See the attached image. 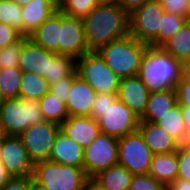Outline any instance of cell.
Here are the masks:
<instances>
[{"label": "cell", "mask_w": 190, "mask_h": 190, "mask_svg": "<svg viewBox=\"0 0 190 190\" xmlns=\"http://www.w3.org/2000/svg\"><path fill=\"white\" fill-rule=\"evenodd\" d=\"M166 190H190V181L177 178L166 188Z\"/></svg>", "instance_id": "ee69618b"}, {"label": "cell", "mask_w": 190, "mask_h": 190, "mask_svg": "<svg viewBox=\"0 0 190 190\" xmlns=\"http://www.w3.org/2000/svg\"><path fill=\"white\" fill-rule=\"evenodd\" d=\"M1 161L2 159H0V189L12 178V175Z\"/></svg>", "instance_id": "f6af8a7d"}, {"label": "cell", "mask_w": 190, "mask_h": 190, "mask_svg": "<svg viewBox=\"0 0 190 190\" xmlns=\"http://www.w3.org/2000/svg\"><path fill=\"white\" fill-rule=\"evenodd\" d=\"M153 155L139 130L118 139V164L134 175L148 174Z\"/></svg>", "instance_id": "ba28073f"}, {"label": "cell", "mask_w": 190, "mask_h": 190, "mask_svg": "<svg viewBox=\"0 0 190 190\" xmlns=\"http://www.w3.org/2000/svg\"><path fill=\"white\" fill-rule=\"evenodd\" d=\"M19 6L23 7L25 6L28 2H31L32 0H12Z\"/></svg>", "instance_id": "816d5d0a"}, {"label": "cell", "mask_w": 190, "mask_h": 190, "mask_svg": "<svg viewBox=\"0 0 190 190\" xmlns=\"http://www.w3.org/2000/svg\"><path fill=\"white\" fill-rule=\"evenodd\" d=\"M139 117L118 98L97 121L102 133L121 138L138 130Z\"/></svg>", "instance_id": "8fae6325"}, {"label": "cell", "mask_w": 190, "mask_h": 190, "mask_svg": "<svg viewBox=\"0 0 190 190\" xmlns=\"http://www.w3.org/2000/svg\"><path fill=\"white\" fill-rule=\"evenodd\" d=\"M138 130L153 154L176 152L179 143L156 123L139 120Z\"/></svg>", "instance_id": "ac0fdd59"}, {"label": "cell", "mask_w": 190, "mask_h": 190, "mask_svg": "<svg viewBox=\"0 0 190 190\" xmlns=\"http://www.w3.org/2000/svg\"><path fill=\"white\" fill-rule=\"evenodd\" d=\"M149 95L150 91L138 75L120 79L117 98L139 118L145 113Z\"/></svg>", "instance_id": "9a60e30c"}, {"label": "cell", "mask_w": 190, "mask_h": 190, "mask_svg": "<svg viewBox=\"0 0 190 190\" xmlns=\"http://www.w3.org/2000/svg\"><path fill=\"white\" fill-rule=\"evenodd\" d=\"M164 11L190 20V0H157Z\"/></svg>", "instance_id": "8d00e7d4"}, {"label": "cell", "mask_w": 190, "mask_h": 190, "mask_svg": "<svg viewBox=\"0 0 190 190\" xmlns=\"http://www.w3.org/2000/svg\"><path fill=\"white\" fill-rule=\"evenodd\" d=\"M99 4V0H61L58 9L64 15L83 19Z\"/></svg>", "instance_id": "4dcf8cb0"}, {"label": "cell", "mask_w": 190, "mask_h": 190, "mask_svg": "<svg viewBox=\"0 0 190 190\" xmlns=\"http://www.w3.org/2000/svg\"><path fill=\"white\" fill-rule=\"evenodd\" d=\"M100 3H111V2H115V0H99Z\"/></svg>", "instance_id": "db71d44e"}, {"label": "cell", "mask_w": 190, "mask_h": 190, "mask_svg": "<svg viewBox=\"0 0 190 190\" xmlns=\"http://www.w3.org/2000/svg\"><path fill=\"white\" fill-rule=\"evenodd\" d=\"M187 18L164 12L159 30V47L167 42L187 22Z\"/></svg>", "instance_id": "d6a6232c"}, {"label": "cell", "mask_w": 190, "mask_h": 190, "mask_svg": "<svg viewBox=\"0 0 190 190\" xmlns=\"http://www.w3.org/2000/svg\"><path fill=\"white\" fill-rule=\"evenodd\" d=\"M97 92L75 71L72 74V87L66 101L68 115L90 116Z\"/></svg>", "instance_id": "5bb4252c"}, {"label": "cell", "mask_w": 190, "mask_h": 190, "mask_svg": "<svg viewBox=\"0 0 190 190\" xmlns=\"http://www.w3.org/2000/svg\"><path fill=\"white\" fill-rule=\"evenodd\" d=\"M60 29L61 11L58 9L29 38L46 50L59 54Z\"/></svg>", "instance_id": "44dd1931"}, {"label": "cell", "mask_w": 190, "mask_h": 190, "mask_svg": "<svg viewBox=\"0 0 190 190\" xmlns=\"http://www.w3.org/2000/svg\"><path fill=\"white\" fill-rule=\"evenodd\" d=\"M134 174L117 164L94 176L91 181L101 190H129Z\"/></svg>", "instance_id": "cb8c5ba5"}, {"label": "cell", "mask_w": 190, "mask_h": 190, "mask_svg": "<svg viewBox=\"0 0 190 190\" xmlns=\"http://www.w3.org/2000/svg\"><path fill=\"white\" fill-rule=\"evenodd\" d=\"M72 87V75L67 78H59L49 85V92L66 103Z\"/></svg>", "instance_id": "f35d334b"}, {"label": "cell", "mask_w": 190, "mask_h": 190, "mask_svg": "<svg viewBox=\"0 0 190 190\" xmlns=\"http://www.w3.org/2000/svg\"><path fill=\"white\" fill-rule=\"evenodd\" d=\"M1 152V162L12 177L32 175L34 163L29 158L27 150L19 136H3Z\"/></svg>", "instance_id": "4fadbf2b"}, {"label": "cell", "mask_w": 190, "mask_h": 190, "mask_svg": "<svg viewBox=\"0 0 190 190\" xmlns=\"http://www.w3.org/2000/svg\"><path fill=\"white\" fill-rule=\"evenodd\" d=\"M177 104V92L175 88L150 93L145 113L139 119L156 123Z\"/></svg>", "instance_id": "7402d4cb"}, {"label": "cell", "mask_w": 190, "mask_h": 190, "mask_svg": "<svg viewBox=\"0 0 190 190\" xmlns=\"http://www.w3.org/2000/svg\"><path fill=\"white\" fill-rule=\"evenodd\" d=\"M3 136H5V132H4V128H3V125H2V120H1V117H0V138H2Z\"/></svg>", "instance_id": "f5cc1de1"}, {"label": "cell", "mask_w": 190, "mask_h": 190, "mask_svg": "<svg viewBox=\"0 0 190 190\" xmlns=\"http://www.w3.org/2000/svg\"><path fill=\"white\" fill-rule=\"evenodd\" d=\"M118 164V138L100 132V134L84 148L83 168L91 180L99 172Z\"/></svg>", "instance_id": "9c48e42d"}, {"label": "cell", "mask_w": 190, "mask_h": 190, "mask_svg": "<svg viewBox=\"0 0 190 190\" xmlns=\"http://www.w3.org/2000/svg\"><path fill=\"white\" fill-rule=\"evenodd\" d=\"M49 92V83L42 75L35 72H23L20 81V98L40 100Z\"/></svg>", "instance_id": "484cf974"}, {"label": "cell", "mask_w": 190, "mask_h": 190, "mask_svg": "<svg viewBox=\"0 0 190 190\" xmlns=\"http://www.w3.org/2000/svg\"><path fill=\"white\" fill-rule=\"evenodd\" d=\"M181 145L190 148V130L186 131L185 138H184L183 143Z\"/></svg>", "instance_id": "f907efd6"}, {"label": "cell", "mask_w": 190, "mask_h": 190, "mask_svg": "<svg viewBox=\"0 0 190 190\" xmlns=\"http://www.w3.org/2000/svg\"><path fill=\"white\" fill-rule=\"evenodd\" d=\"M0 117L5 135L19 136L29 126L44 121L38 100L5 98L0 103Z\"/></svg>", "instance_id": "277c9868"}, {"label": "cell", "mask_w": 190, "mask_h": 190, "mask_svg": "<svg viewBox=\"0 0 190 190\" xmlns=\"http://www.w3.org/2000/svg\"><path fill=\"white\" fill-rule=\"evenodd\" d=\"M116 99L117 93H97L89 117L98 120Z\"/></svg>", "instance_id": "d590c367"}, {"label": "cell", "mask_w": 190, "mask_h": 190, "mask_svg": "<svg viewBox=\"0 0 190 190\" xmlns=\"http://www.w3.org/2000/svg\"><path fill=\"white\" fill-rule=\"evenodd\" d=\"M156 124L168 132L180 145L186 135L181 106L177 104L159 119Z\"/></svg>", "instance_id": "83f0119b"}, {"label": "cell", "mask_w": 190, "mask_h": 190, "mask_svg": "<svg viewBox=\"0 0 190 190\" xmlns=\"http://www.w3.org/2000/svg\"><path fill=\"white\" fill-rule=\"evenodd\" d=\"M24 36L15 44L0 48V69L19 66Z\"/></svg>", "instance_id": "836d02e7"}, {"label": "cell", "mask_w": 190, "mask_h": 190, "mask_svg": "<svg viewBox=\"0 0 190 190\" xmlns=\"http://www.w3.org/2000/svg\"><path fill=\"white\" fill-rule=\"evenodd\" d=\"M177 152H178L177 178L190 181V148L183 145H179Z\"/></svg>", "instance_id": "74e56055"}, {"label": "cell", "mask_w": 190, "mask_h": 190, "mask_svg": "<svg viewBox=\"0 0 190 190\" xmlns=\"http://www.w3.org/2000/svg\"><path fill=\"white\" fill-rule=\"evenodd\" d=\"M157 0H148L129 14V32L138 41L159 47V30L164 14Z\"/></svg>", "instance_id": "8992f818"}, {"label": "cell", "mask_w": 190, "mask_h": 190, "mask_svg": "<svg viewBox=\"0 0 190 190\" xmlns=\"http://www.w3.org/2000/svg\"><path fill=\"white\" fill-rule=\"evenodd\" d=\"M58 10L55 0H32L22 7L23 36H30L46 19Z\"/></svg>", "instance_id": "d6986e66"}, {"label": "cell", "mask_w": 190, "mask_h": 190, "mask_svg": "<svg viewBox=\"0 0 190 190\" xmlns=\"http://www.w3.org/2000/svg\"><path fill=\"white\" fill-rule=\"evenodd\" d=\"M76 71V60L73 57L56 54L52 60H48L47 74H44L47 82L52 84L59 78H67Z\"/></svg>", "instance_id": "f1b7e54d"}, {"label": "cell", "mask_w": 190, "mask_h": 190, "mask_svg": "<svg viewBox=\"0 0 190 190\" xmlns=\"http://www.w3.org/2000/svg\"><path fill=\"white\" fill-rule=\"evenodd\" d=\"M0 190H30V176L12 177Z\"/></svg>", "instance_id": "b9f144b4"}, {"label": "cell", "mask_w": 190, "mask_h": 190, "mask_svg": "<svg viewBox=\"0 0 190 190\" xmlns=\"http://www.w3.org/2000/svg\"><path fill=\"white\" fill-rule=\"evenodd\" d=\"M161 48L182 64L190 59V20H187Z\"/></svg>", "instance_id": "d4e9b609"}, {"label": "cell", "mask_w": 190, "mask_h": 190, "mask_svg": "<svg viewBox=\"0 0 190 190\" xmlns=\"http://www.w3.org/2000/svg\"><path fill=\"white\" fill-rule=\"evenodd\" d=\"M182 117L186 130H190V106H181Z\"/></svg>", "instance_id": "bcb514c9"}, {"label": "cell", "mask_w": 190, "mask_h": 190, "mask_svg": "<svg viewBox=\"0 0 190 190\" xmlns=\"http://www.w3.org/2000/svg\"><path fill=\"white\" fill-rule=\"evenodd\" d=\"M183 76L190 79V59L183 64Z\"/></svg>", "instance_id": "c3c4849f"}, {"label": "cell", "mask_w": 190, "mask_h": 190, "mask_svg": "<svg viewBox=\"0 0 190 190\" xmlns=\"http://www.w3.org/2000/svg\"><path fill=\"white\" fill-rule=\"evenodd\" d=\"M148 0H115L128 14L144 5Z\"/></svg>", "instance_id": "7bdbcfd3"}, {"label": "cell", "mask_w": 190, "mask_h": 190, "mask_svg": "<svg viewBox=\"0 0 190 190\" xmlns=\"http://www.w3.org/2000/svg\"><path fill=\"white\" fill-rule=\"evenodd\" d=\"M59 132L60 124L44 120L41 123L29 126L19 135L29 158L34 164L49 160Z\"/></svg>", "instance_id": "30bf717a"}, {"label": "cell", "mask_w": 190, "mask_h": 190, "mask_svg": "<svg viewBox=\"0 0 190 190\" xmlns=\"http://www.w3.org/2000/svg\"><path fill=\"white\" fill-rule=\"evenodd\" d=\"M39 104L46 121L62 124L69 117L66 103L50 92L39 100Z\"/></svg>", "instance_id": "4316f807"}, {"label": "cell", "mask_w": 190, "mask_h": 190, "mask_svg": "<svg viewBox=\"0 0 190 190\" xmlns=\"http://www.w3.org/2000/svg\"><path fill=\"white\" fill-rule=\"evenodd\" d=\"M166 188L150 174L134 175L129 186V190H166Z\"/></svg>", "instance_id": "e575fe53"}, {"label": "cell", "mask_w": 190, "mask_h": 190, "mask_svg": "<svg viewBox=\"0 0 190 190\" xmlns=\"http://www.w3.org/2000/svg\"><path fill=\"white\" fill-rule=\"evenodd\" d=\"M139 78L150 93L176 88L183 76V64L161 47L149 46L142 58Z\"/></svg>", "instance_id": "7a4b0ae2"}, {"label": "cell", "mask_w": 190, "mask_h": 190, "mask_svg": "<svg viewBox=\"0 0 190 190\" xmlns=\"http://www.w3.org/2000/svg\"><path fill=\"white\" fill-rule=\"evenodd\" d=\"M82 20L89 51L130 33L129 14L116 2L100 3Z\"/></svg>", "instance_id": "6da1fadb"}, {"label": "cell", "mask_w": 190, "mask_h": 190, "mask_svg": "<svg viewBox=\"0 0 190 190\" xmlns=\"http://www.w3.org/2000/svg\"><path fill=\"white\" fill-rule=\"evenodd\" d=\"M30 190H48L45 185L35 180L32 175L30 176Z\"/></svg>", "instance_id": "7dc6e473"}, {"label": "cell", "mask_w": 190, "mask_h": 190, "mask_svg": "<svg viewBox=\"0 0 190 190\" xmlns=\"http://www.w3.org/2000/svg\"><path fill=\"white\" fill-rule=\"evenodd\" d=\"M83 190H101L94 182L91 180L84 186Z\"/></svg>", "instance_id": "681fc988"}, {"label": "cell", "mask_w": 190, "mask_h": 190, "mask_svg": "<svg viewBox=\"0 0 190 190\" xmlns=\"http://www.w3.org/2000/svg\"><path fill=\"white\" fill-rule=\"evenodd\" d=\"M22 74L19 67L0 69V89L4 99L19 97Z\"/></svg>", "instance_id": "f546056e"}, {"label": "cell", "mask_w": 190, "mask_h": 190, "mask_svg": "<svg viewBox=\"0 0 190 190\" xmlns=\"http://www.w3.org/2000/svg\"><path fill=\"white\" fill-rule=\"evenodd\" d=\"M55 55L56 53L46 50L28 36H24L18 67L22 72H35L44 77V74H47L48 60H52Z\"/></svg>", "instance_id": "e0dca14e"}, {"label": "cell", "mask_w": 190, "mask_h": 190, "mask_svg": "<svg viewBox=\"0 0 190 190\" xmlns=\"http://www.w3.org/2000/svg\"><path fill=\"white\" fill-rule=\"evenodd\" d=\"M148 47L149 45L138 41L129 33L100 47L97 52L121 79L138 75L142 58Z\"/></svg>", "instance_id": "3957f363"}, {"label": "cell", "mask_w": 190, "mask_h": 190, "mask_svg": "<svg viewBox=\"0 0 190 190\" xmlns=\"http://www.w3.org/2000/svg\"><path fill=\"white\" fill-rule=\"evenodd\" d=\"M89 52L81 18L64 15L61 12L59 54L78 60Z\"/></svg>", "instance_id": "7c38bea8"}, {"label": "cell", "mask_w": 190, "mask_h": 190, "mask_svg": "<svg viewBox=\"0 0 190 190\" xmlns=\"http://www.w3.org/2000/svg\"><path fill=\"white\" fill-rule=\"evenodd\" d=\"M23 35L14 27L0 22V48L18 42Z\"/></svg>", "instance_id": "ab89813d"}, {"label": "cell", "mask_w": 190, "mask_h": 190, "mask_svg": "<svg viewBox=\"0 0 190 190\" xmlns=\"http://www.w3.org/2000/svg\"><path fill=\"white\" fill-rule=\"evenodd\" d=\"M2 138H0V159H2Z\"/></svg>", "instance_id": "11a10c76"}, {"label": "cell", "mask_w": 190, "mask_h": 190, "mask_svg": "<svg viewBox=\"0 0 190 190\" xmlns=\"http://www.w3.org/2000/svg\"><path fill=\"white\" fill-rule=\"evenodd\" d=\"M60 131L83 148L101 132L98 121L89 116L68 117L60 124Z\"/></svg>", "instance_id": "2e32d148"}, {"label": "cell", "mask_w": 190, "mask_h": 190, "mask_svg": "<svg viewBox=\"0 0 190 190\" xmlns=\"http://www.w3.org/2000/svg\"><path fill=\"white\" fill-rule=\"evenodd\" d=\"M148 174L168 187L178 176V152L154 154Z\"/></svg>", "instance_id": "603a6c76"}, {"label": "cell", "mask_w": 190, "mask_h": 190, "mask_svg": "<svg viewBox=\"0 0 190 190\" xmlns=\"http://www.w3.org/2000/svg\"><path fill=\"white\" fill-rule=\"evenodd\" d=\"M175 89L178 104L180 106H190V79L182 76Z\"/></svg>", "instance_id": "60d3db41"}, {"label": "cell", "mask_w": 190, "mask_h": 190, "mask_svg": "<svg viewBox=\"0 0 190 190\" xmlns=\"http://www.w3.org/2000/svg\"><path fill=\"white\" fill-rule=\"evenodd\" d=\"M76 72L97 93H117L120 78L106 65L97 51H89L76 60Z\"/></svg>", "instance_id": "52a82bcc"}, {"label": "cell", "mask_w": 190, "mask_h": 190, "mask_svg": "<svg viewBox=\"0 0 190 190\" xmlns=\"http://www.w3.org/2000/svg\"><path fill=\"white\" fill-rule=\"evenodd\" d=\"M4 100L1 89H0V103Z\"/></svg>", "instance_id": "9f6ffc18"}, {"label": "cell", "mask_w": 190, "mask_h": 190, "mask_svg": "<svg viewBox=\"0 0 190 190\" xmlns=\"http://www.w3.org/2000/svg\"><path fill=\"white\" fill-rule=\"evenodd\" d=\"M0 22L14 26L23 35L22 7L12 0H0Z\"/></svg>", "instance_id": "1f68e13d"}, {"label": "cell", "mask_w": 190, "mask_h": 190, "mask_svg": "<svg viewBox=\"0 0 190 190\" xmlns=\"http://www.w3.org/2000/svg\"><path fill=\"white\" fill-rule=\"evenodd\" d=\"M83 152V147L60 131L53 144L49 161L83 168Z\"/></svg>", "instance_id": "ffe728a7"}, {"label": "cell", "mask_w": 190, "mask_h": 190, "mask_svg": "<svg viewBox=\"0 0 190 190\" xmlns=\"http://www.w3.org/2000/svg\"><path fill=\"white\" fill-rule=\"evenodd\" d=\"M32 177L48 190H83L90 181L84 168L49 160L35 163Z\"/></svg>", "instance_id": "5b68a950"}]
</instances>
